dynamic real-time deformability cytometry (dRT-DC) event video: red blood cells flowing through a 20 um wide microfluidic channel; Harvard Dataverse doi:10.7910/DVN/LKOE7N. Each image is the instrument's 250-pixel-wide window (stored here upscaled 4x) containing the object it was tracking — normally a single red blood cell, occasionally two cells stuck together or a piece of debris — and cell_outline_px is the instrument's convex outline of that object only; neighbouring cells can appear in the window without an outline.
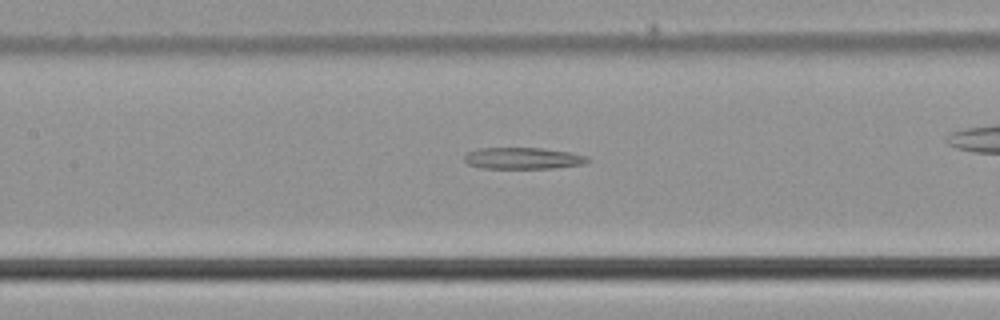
{"species": "common noctule bat (a hibernating species)", "species_latin": "Nyctalus noctula", "temperature_condition": "cold", "stored_images_in_passage": 39, "segment_of_instrument_passage": [2, 2], "camera_frame_rate_fps": 3000, "um_per_image_px": 0.085, "animal": {"sex": "male", "body_mass_g": 21.5, "forearm_length_mm": 52.0}, "frame": {"image": 1, "passage_image": 23, "time_ms": 7.333, "image_size_px": [1000, 320], "cell_outline_px": [[592, 160], [580, 164], [552, 168], [480, 168], [468, 164], [464, 160], [464, 156], [468, 152], [480, 148], [544, 148], [568, 152], [588, 156]], "centroid_in_image_um": [44.44, 13.45], "position_along_channel_um": 163.0, "area_um2": 15.37}}